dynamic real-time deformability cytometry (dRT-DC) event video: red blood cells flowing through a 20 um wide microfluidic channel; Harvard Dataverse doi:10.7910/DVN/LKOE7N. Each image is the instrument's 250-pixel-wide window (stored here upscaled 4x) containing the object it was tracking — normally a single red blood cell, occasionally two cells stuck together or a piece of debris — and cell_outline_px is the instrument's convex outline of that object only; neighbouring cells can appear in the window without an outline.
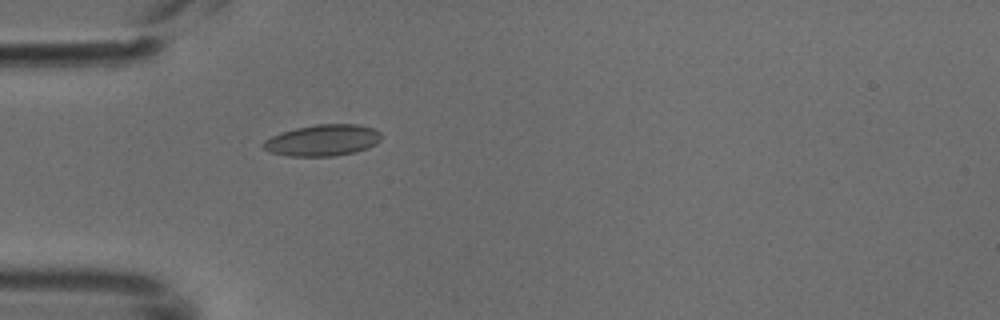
{"species": "common noctule bat (a hibernating species)", "species_latin": "Nyctalus noctula", "temperature_condition": "cold", "stored_images_in_passage": 5, "camera_frame_rate_fps": 3000, "um_per_image_px": 0.085, "animal": {"sex": "male", "body_mass_g": 18.8}, "frame": {"image": 1, "passage_image": 5, "time_ms": 1.333, "image_size_px": [1000, 320], "cell_outline_px": [[380, 140], [376, 144], [368, 148], [356, 152], [332, 156], [288, 156], [272, 152], [264, 148], [260, 144], [264, 140], [280, 132], [296, 128], [316, 124], [356, 124], [372, 128], [380, 132]], "centroid_in_image_um": [27.42, 11.92], "position_along_channel_um": 57.6, "area_um2": 21.56}}